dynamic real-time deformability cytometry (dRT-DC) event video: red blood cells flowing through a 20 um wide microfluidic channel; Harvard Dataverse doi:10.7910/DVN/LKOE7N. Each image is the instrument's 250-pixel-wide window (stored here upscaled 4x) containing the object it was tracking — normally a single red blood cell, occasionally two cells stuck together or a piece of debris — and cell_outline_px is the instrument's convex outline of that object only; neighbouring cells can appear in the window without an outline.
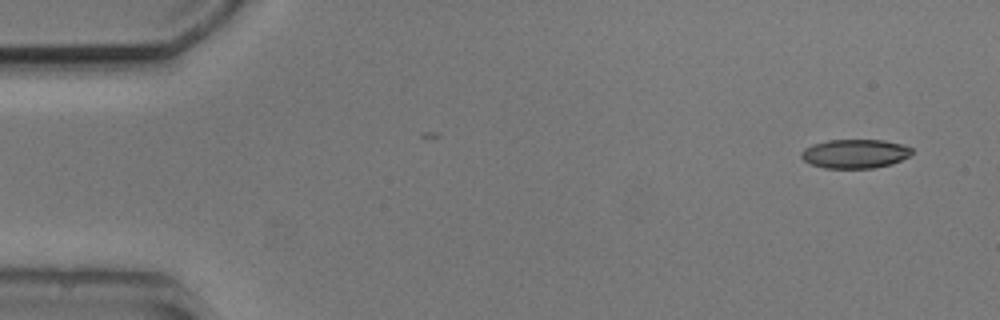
{"species": "common noctule bat (a hibernating species)", "species_latin": "Nyctalus noctula", "temperature_condition": "cold", "stored_images_in_passage": 3, "camera_frame_rate_fps": 3000, "um_per_image_px": 0.085, "animal": {"sex": "male", "body_mass_g": 20.5, "forearm_length_mm": 52.5}, "frame": {"image": 1, "passage_image": 1, "time_ms": 0.0, "image_size_px": [1000, 320], "cell_outline_px": [[912, 156], [892, 164], [872, 168], [824, 168], [812, 164], [804, 160], [800, 156], [800, 152], [804, 148], [812, 144], [828, 140], [884, 140], [904, 144], [912, 148]], "centroid_in_image_um": [72.7, 13.06], "position_along_channel_um": 12.3, "area_um2": 18.9}}